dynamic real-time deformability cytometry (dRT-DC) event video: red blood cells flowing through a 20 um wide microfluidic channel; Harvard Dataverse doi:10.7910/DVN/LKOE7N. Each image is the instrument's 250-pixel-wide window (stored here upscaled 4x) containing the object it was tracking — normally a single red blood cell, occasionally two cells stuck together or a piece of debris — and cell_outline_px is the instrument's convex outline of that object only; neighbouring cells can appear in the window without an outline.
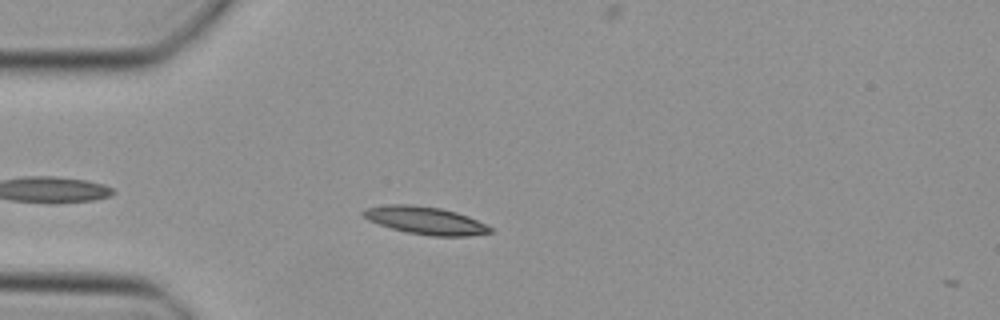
{"species": "Egyptian fruit bat (a non-hibernating species)", "species_latin": "Rousettus aegyptiacus", "temperature_condition": "cold", "stored_images_in_passage": 37, "camera_frame_rate_fps": 3000, "um_per_image_px": 0.085, "animal": {"sex": "female"}, "frame": {"image": 1, "passage_image": 5, "time_ms": 1.333, "image_size_px": [1000, 320], "cell_outline_px": [[492, 232], [468, 236], [432, 236], [408, 232], [392, 228], [368, 220], [360, 212], [364, 208], [388, 204], [412, 204], [440, 208], [456, 212], [468, 216], [492, 228]], "centroid_in_image_um": [36.13, 18.73], "position_along_channel_um": 48.9, "area_um2": 20.29}}
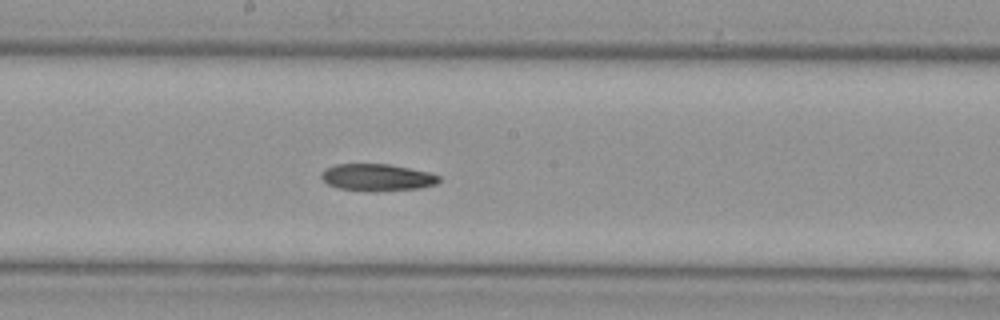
{"frame": {"image": 2, "passage_image": 18, "time_ms": 5.667, "image_size_px": [1000, 320], "cell_outline_px": [[440, 180], [436, 184], [416, 188], [376, 192], [368, 192], [340, 188], [328, 184], [320, 176], [320, 172], [324, 168], [336, 164], [388, 164], [428, 172], [440, 176]], "centroid_in_image_um": [32.01, 15.08], "position_along_channel_um": 216.2, "area_um2": 18.55}}
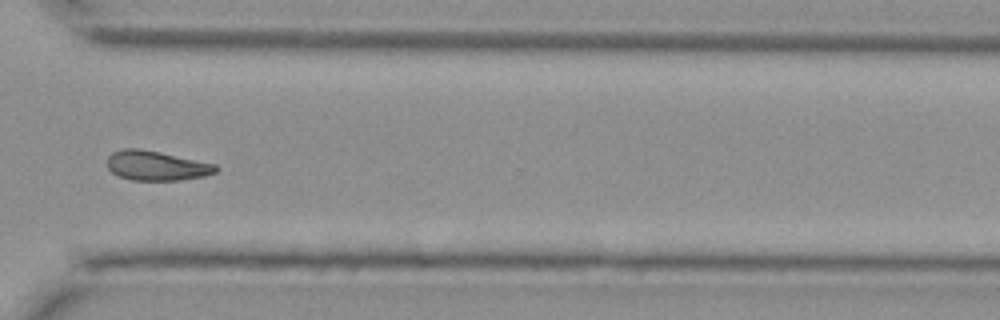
{"frame": {"image": 3, "passage_image": 28, "time_ms": 9.0, "image_size_px": [1000, 320], "cell_outline_px": [[220, 168], [216, 172], [204, 176], [180, 180], [132, 180], [120, 176], [112, 172], [108, 168], [108, 156], [112, 152], [124, 148], [140, 148], [160, 152], [216, 164]], "centroid_in_image_um": [13.31, 14.07], "position_along_channel_um": 357.3, "area_um2": 18.73}}